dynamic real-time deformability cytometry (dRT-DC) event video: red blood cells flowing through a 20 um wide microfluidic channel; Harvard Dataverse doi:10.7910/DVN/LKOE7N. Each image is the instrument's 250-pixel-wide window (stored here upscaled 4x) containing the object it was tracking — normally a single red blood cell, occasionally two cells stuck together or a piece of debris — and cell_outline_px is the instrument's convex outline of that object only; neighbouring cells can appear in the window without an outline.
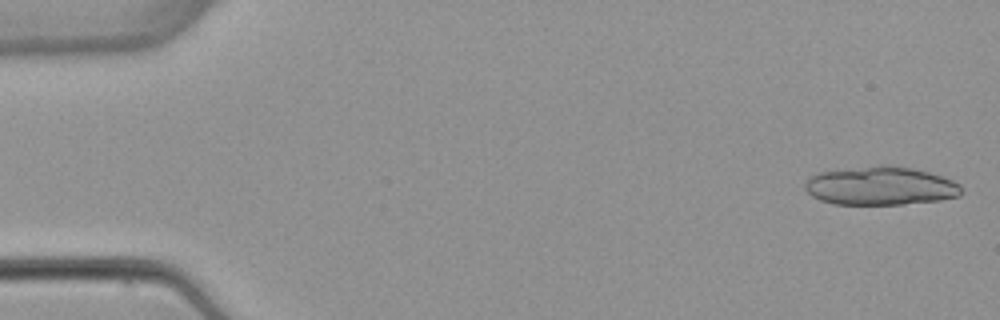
{"species": "common noctule bat (a hibernating species)", "species_latin": "Nyctalus noctula", "temperature_condition": "warm", "stored_images_in_passage": 6, "segment_of_instrument_passage": [1, 2], "camera_frame_rate_fps": 3000, "um_per_image_px": 0.085, "animal": {"sex": "female", "body_mass_g": 22.7, "forearm_length_mm": 54.2}, "frame": {"image": 1, "passage_image": 1, "time_ms": 0.0, "image_size_px": [1000, 320], "cell_outline_px": [[960, 196], [940, 200], [904, 204], [832, 204], [820, 200], [812, 196], [804, 188], [804, 184], [808, 176], [820, 172], [880, 164], [888, 164], [912, 168], [928, 172], [952, 180], [960, 184]], "centroid_in_image_um": [74.81, 15.79], "position_along_channel_um": 10.2, "area_um2": 35.26}}